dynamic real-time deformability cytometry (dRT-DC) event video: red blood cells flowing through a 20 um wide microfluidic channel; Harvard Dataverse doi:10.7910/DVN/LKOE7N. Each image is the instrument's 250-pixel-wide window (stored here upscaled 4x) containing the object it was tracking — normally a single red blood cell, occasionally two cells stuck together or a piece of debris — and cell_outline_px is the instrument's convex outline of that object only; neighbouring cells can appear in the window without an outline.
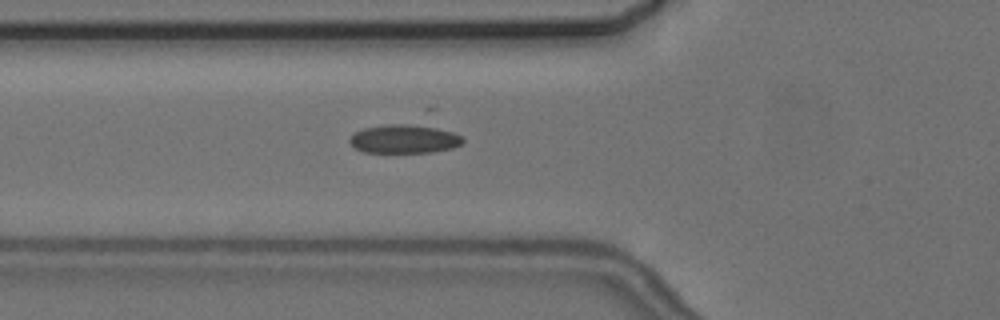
{"species": "common noctule bat (a hibernating species)", "species_latin": "Nyctalus noctula", "temperature_condition": "cold", "stored_images_in_passage": 6, "camera_frame_rate_fps": 3000, "um_per_image_px": 0.085, "animal": {"sex": "female", "body_mass_g": 24.6, "forearm_length_mm": 56.2}, "frame": {"image": 1, "passage_image": 6, "time_ms": 6.667, "image_size_px": [1000, 320], "cell_outline_px": [[464, 140], [460, 144], [452, 148], [432, 152], [364, 152], [356, 148], [348, 140], [356, 132], [364, 128], [388, 124], [428, 124], [464, 136]], "centroid_in_image_um": [34.42, 11.79], "position_along_channel_um": 91.4, "area_um2": 19.02}}